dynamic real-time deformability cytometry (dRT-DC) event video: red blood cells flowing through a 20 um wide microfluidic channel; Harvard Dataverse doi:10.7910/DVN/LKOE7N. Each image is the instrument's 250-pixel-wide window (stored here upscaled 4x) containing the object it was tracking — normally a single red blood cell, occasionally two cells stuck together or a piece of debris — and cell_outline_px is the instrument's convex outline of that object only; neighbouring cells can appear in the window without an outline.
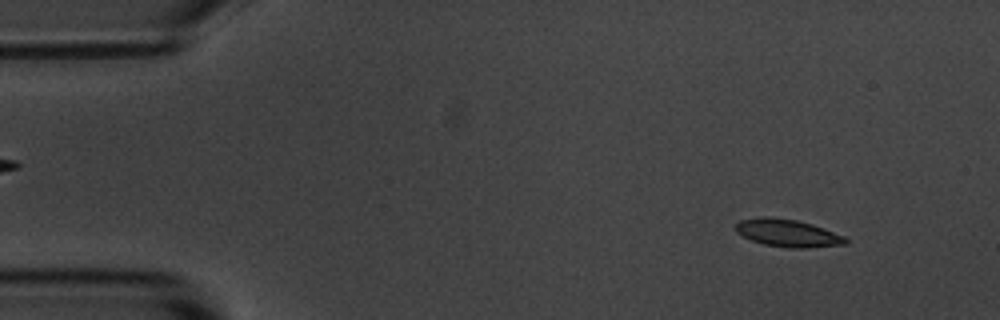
{"species": "common noctule bat (a hibernating species)", "species_latin": "Nyctalus noctula", "temperature_condition": "room temperature", "stored_images_in_passage": 52, "camera_frame_rate_fps": 3000, "um_per_image_px": 0.085, "animal": {"sex": "male", "body_mass_g": 20.1, "forearm_length_mm": 53.5}, "frame": {"image": 1, "passage_image": 2, "time_ms": 0.333, "image_size_px": [1000, 320], "cell_outline_px": [[848, 244], [808, 248], [788, 248], [764, 244], [752, 240], [736, 232], [736, 224], [740, 220], [760, 216], [764, 216], [796, 220], [812, 224], [844, 236], [848, 240]], "centroid_in_image_um": [66.96, 19.81], "position_along_channel_um": 18.0, "area_um2": 17.57}}
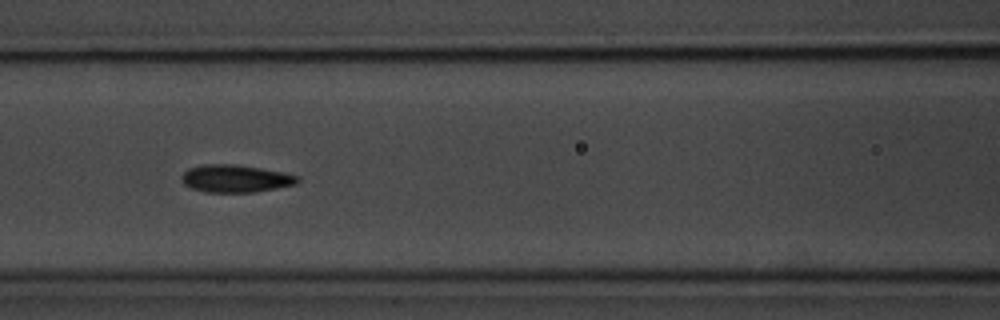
{"frame": {"image": 2, "passage_image": 20, "time_ms": 6.333, "image_size_px": [1000, 320], "cell_outline_px": [[300, 180], [296, 184], [256, 192], [204, 192], [192, 188], [184, 184], [180, 176], [188, 168], [204, 164], [236, 164], [284, 172], [300, 176]], "centroid_in_image_um": [20.02, 15.17], "position_along_channel_um": 146.6, "area_um2": 18.73}}
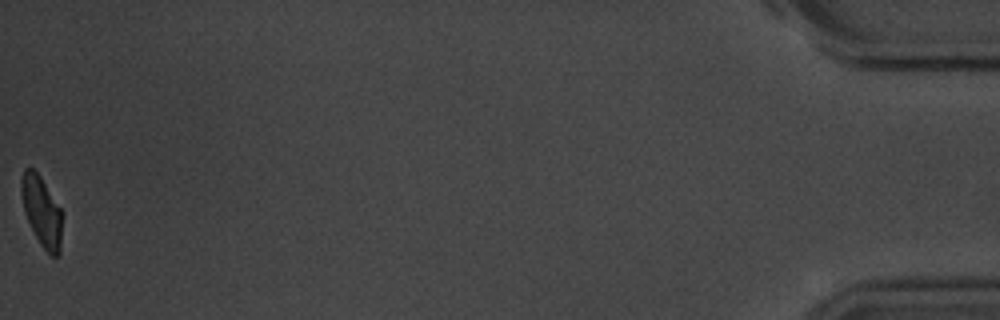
{"frame": {"image": 3, "passage_image": 52, "time_ms": 17.0, "image_size_px": [1000, 320], "cell_outline_px": [[60, 252], [56, 256], [52, 256], [40, 244], [24, 212], [20, 192], [20, 180], [24, 168], [32, 168], [40, 176], [60, 208]], "centroid_in_image_um": [3.49, 17.91], "position_along_channel_um": 431.7, "area_um2": 16.18}, "authors_computed_cell_mechanics": {"area_um2": 17.7446, "velocity_mm_per_s": 3.6121, "shape_relaxation_time_tau1_ms": 2.199, "shape_relaxation_time_tau2_ms": 1.5039, "deformation_change_tau1": 0.1104, "deformation_change_tau2": 0.0571}}